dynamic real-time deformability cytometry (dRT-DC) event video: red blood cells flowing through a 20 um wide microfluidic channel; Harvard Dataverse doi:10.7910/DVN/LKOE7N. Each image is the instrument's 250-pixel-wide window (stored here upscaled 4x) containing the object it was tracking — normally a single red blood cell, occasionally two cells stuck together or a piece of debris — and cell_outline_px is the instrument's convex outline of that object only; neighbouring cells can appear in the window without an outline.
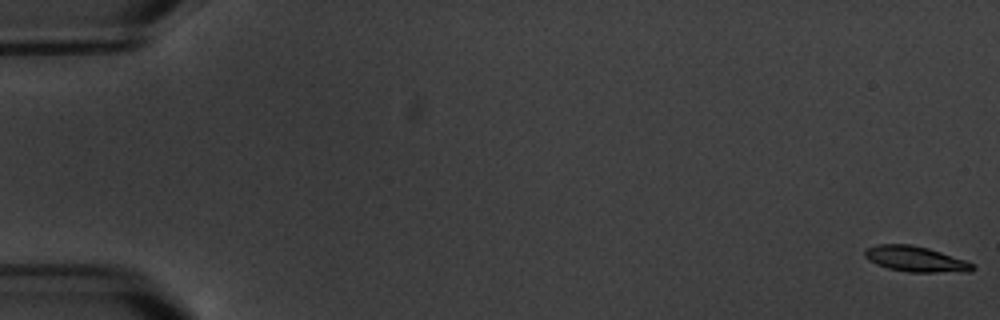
{"species": "common noctule bat (a hibernating species)", "species_latin": "Nyctalus noctula", "temperature_condition": "warm", "stored_images_in_passage": 6, "camera_frame_rate_fps": 3000, "um_per_image_px": 0.085, "animal": {"sex": "male", "body_mass_g": 20.1, "forearm_length_mm": 53.5}, "frame": {"image": 1, "passage_image": 1, "time_ms": 0.0, "image_size_px": [1000, 320], "cell_outline_px": [[976, 268], [968, 272], [908, 272], [888, 268], [876, 264], [868, 260], [864, 256], [864, 252], [868, 248], [876, 244], [912, 244], [928, 248], [964, 260], [972, 264]], "centroid_in_image_um": [77.8, 22.02], "position_along_channel_um": 7.2, "area_um2": 15.95}}